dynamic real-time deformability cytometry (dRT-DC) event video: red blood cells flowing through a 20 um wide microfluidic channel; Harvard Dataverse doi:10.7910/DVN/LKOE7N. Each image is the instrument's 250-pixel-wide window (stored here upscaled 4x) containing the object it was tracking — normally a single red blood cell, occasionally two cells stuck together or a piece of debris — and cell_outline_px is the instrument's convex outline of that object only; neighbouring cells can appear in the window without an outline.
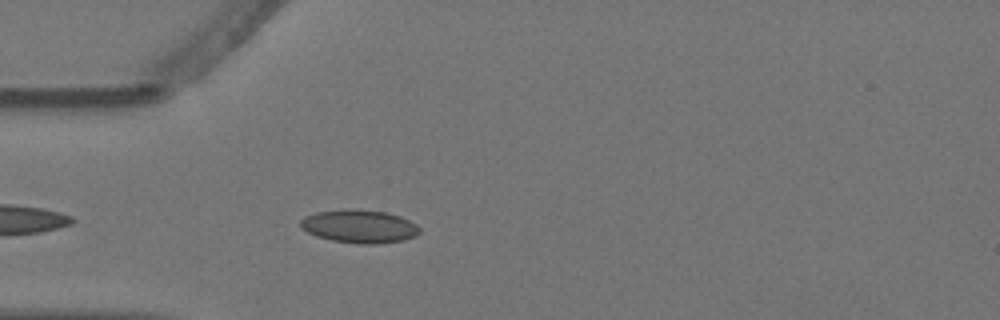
{"species": "Egyptian fruit bat (a non-hibernating species)", "species_latin": "Rousettus aegyptiacus", "temperature_condition": "warm", "stored_images_in_passage": 3, "camera_frame_rate_fps": 3000, "um_per_image_px": 0.085, "animal": {"sex": "female"}, "frame": {"image": 1, "passage_image": 3, "time_ms": 0.667, "image_size_px": [1000, 320], "cell_outline_px": [[420, 232], [416, 236], [404, 240], [376, 244], [360, 244], [332, 240], [316, 236], [300, 228], [300, 220], [304, 216], [316, 212], [384, 212], [400, 216], [416, 224], [420, 228]], "centroid_in_image_um": [30.57, 19.3], "position_along_channel_um": 54.4, "area_um2": 22.14}}